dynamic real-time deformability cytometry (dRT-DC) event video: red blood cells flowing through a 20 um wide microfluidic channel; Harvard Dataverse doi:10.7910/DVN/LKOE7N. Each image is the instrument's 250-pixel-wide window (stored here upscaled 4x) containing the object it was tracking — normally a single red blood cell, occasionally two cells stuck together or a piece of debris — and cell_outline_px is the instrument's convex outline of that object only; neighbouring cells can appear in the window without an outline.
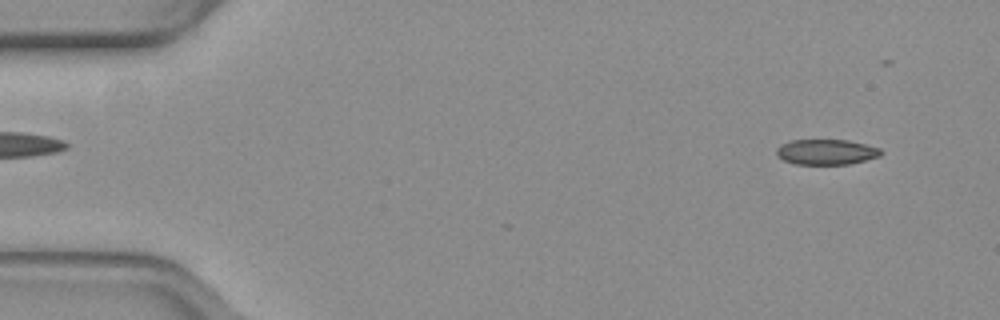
{"species": "common noctule bat (a hibernating species)", "species_latin": "Nyctalus noctula", "temperature_condition": "warm", "stored_images_in_passage": 38, "camera_frame_rate_fps": 3000, "um_per_image_px": 0.085, "animal": {"sex": "female", "body_mass_g": 19.3, "forearm_length_mm": 54.1}, "frame": {"image": 1, "passage_image": 2, "time_ms": 0.333, "image_size_px": [1000, 320], "cell_outline_px": [[884, 152], [880, 156], [848, 164], [796, 164], [784, 160], [776, 152], [776, 148], [780, 144], [788, 140], [848, 140], [880, 148]], "centroid_in_image_um": [70.23, 12.91], "position_along_channel_um": 14.8, "area_um2": 15.37}}
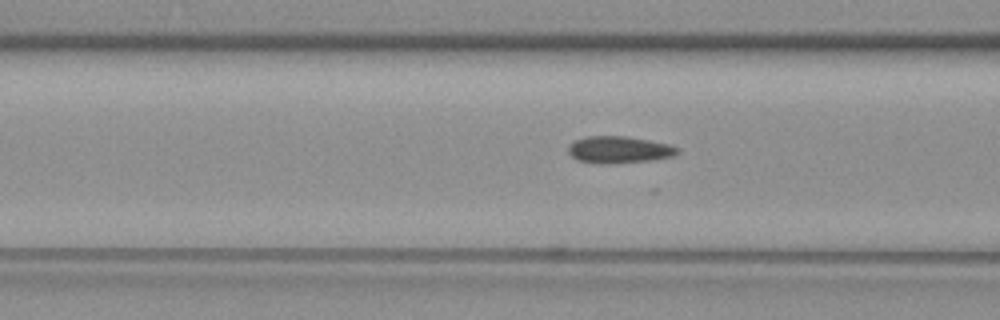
{"frame": {"image": 2, "passage_image": 18, "time_ms": 5.667, "image_size_px": [1000, 320], "cell_outline_px": [[680, 152], [672, 156], [652, 160], [608, 164], [604, 164], [576, 160], [568, 152], [568, 144], [576, 140], [588, 136], [624, 136], [648, 140], [668, 144], [680, 148]], "centroid_in_image_um": [52.61, 12.73], "position_along_channel_um": 114.0, "area_um2": 17.11}}
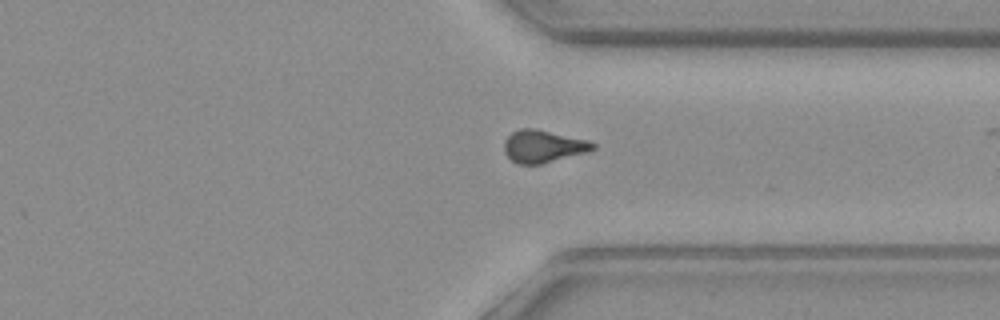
{"frame": {"image": 3, "passage_image": 37, "time_ms": 12.0, "image_size_px": [1000, 320], "cell_outline_px": [[596, 148], [588, 152], [544, 164], [516, 164], [504, 152], [504, 140], [512, 132], [520, 128], [536, 128], [588, 140], [596, 144]], "centroid_in_image_um": [46.18, 12.44], "position_along_channel_um": 365.2, "area_um2": 17.05}}